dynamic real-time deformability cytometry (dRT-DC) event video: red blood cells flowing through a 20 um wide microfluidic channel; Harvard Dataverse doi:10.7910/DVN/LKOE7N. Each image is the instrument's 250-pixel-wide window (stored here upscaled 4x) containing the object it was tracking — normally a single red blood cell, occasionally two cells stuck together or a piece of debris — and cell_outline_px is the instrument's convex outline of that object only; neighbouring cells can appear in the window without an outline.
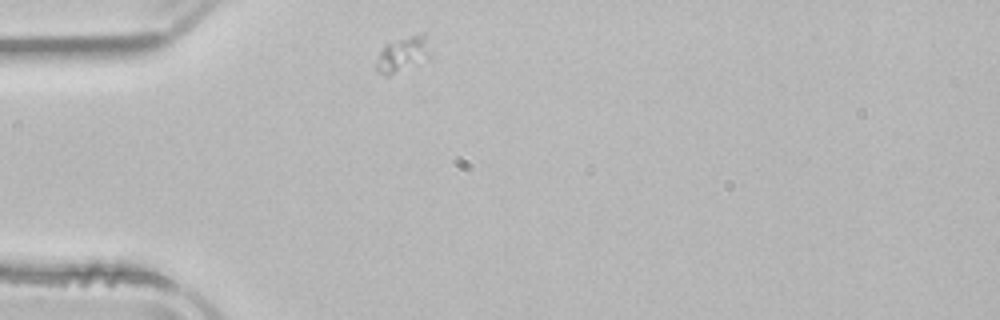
{"species": "common noctule bat (a hibernating species)", "species_latin": "Nyctalus noctula", "temperature_condition": "room temperature", "stored_images_in_passage": 41, "camera_frame_rate_fps": 3000, "um_per_image_px": 0.085, "animal": {"sex": "male", "body_mass_g": 21.5, "forearm_length_mm": 52.0}, "frame": {"image": 1, "passage_image": 1, "time_ms": 0.0, "image_size_px": [1000, 320], "cell_outline_px": [[432, 60], [388, 76], [384, 76], [376, 72], [376, 64], [380, 52], [384, 44], [420, 32], [424, 32], [432, 56]], "centroid_in_image_um": [34.3, 4.63], "position_along_channel_um": 50.7, "area_um2": 11.68}}
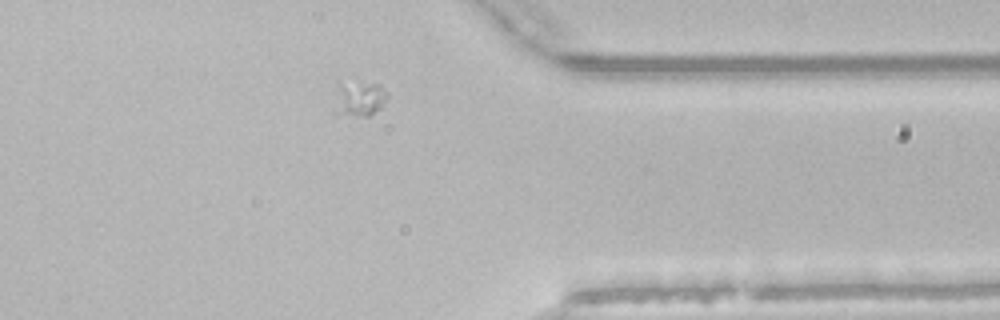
{"frame": {"image": 2, "passage_image": 30, "time_ms": 9.667, "image_size_px": [1000, 320], "cell_outline_px": [[388, 96], [380, 108], [368, 116], [364, 116], [332, 112], [340, 84], [380, 84], [388, 92]], "centroid_in_image_um": [30.58, 8.42], "position_along_channel_um": 380.8, "area_um2": 10.29}}
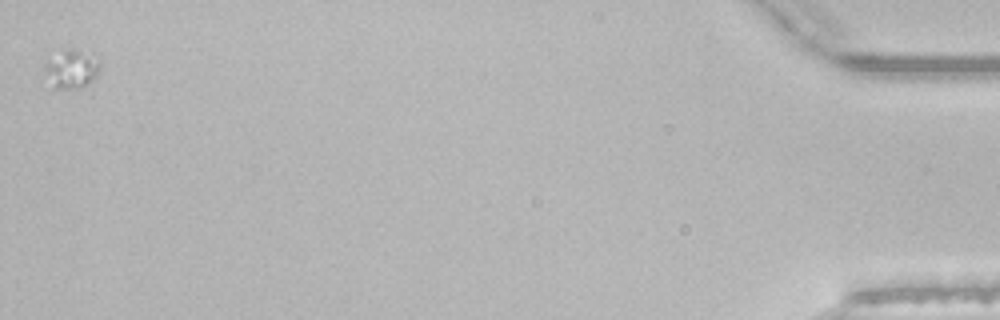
{"frame": {"image": 3, "passage_image": 41, "time_ms": 13.333, "image_size_px": [1000, 320], "cell_outline_px": [[100, 68], [96, 76], [88, 84], [76, 88], [40, 88], [36, 84], [44, 64], [48, 60], [68, 48], [72, 48], [96, 52], [100, 56]], "centroid_in_image_um": [5.93, 5.91], "position_along_channel_um": 429.3, "area_um2": 14.05}}